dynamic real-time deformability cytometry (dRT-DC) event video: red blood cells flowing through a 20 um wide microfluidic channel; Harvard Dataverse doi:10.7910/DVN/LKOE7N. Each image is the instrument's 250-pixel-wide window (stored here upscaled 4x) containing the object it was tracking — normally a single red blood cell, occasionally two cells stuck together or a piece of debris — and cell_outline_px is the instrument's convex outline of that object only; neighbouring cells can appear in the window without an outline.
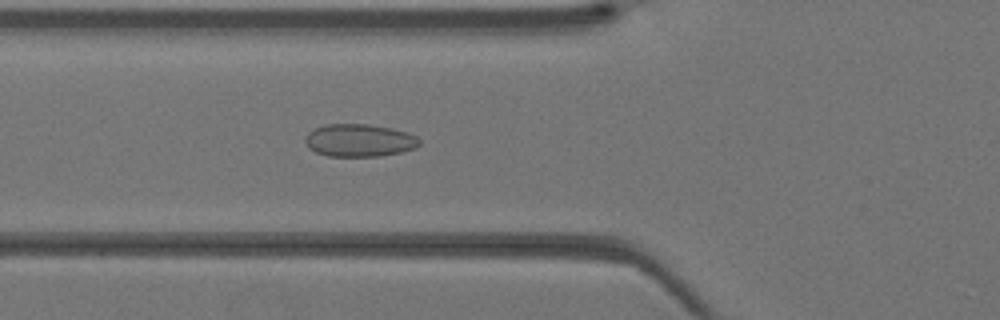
{"species": "Egyptian fruit bat (a non-hibernating species)", "species_latin": "Rousettus aegyptiacus", "temperature_condition": "warm", "stored_images_in_passage": 31, "camera_frame_rate_fps": 3000, "um_per_image_px": 0.085, "animal": {"sex": "female"}, "frame": {"image": 1, "passage_image": 7, "time_ms": 2.0, "image_size_px": [1000, 320], "cell_outline_px": [[420, 144], [416, 148], [400, 152], [380, 156], [328, 156], [316, 152], [308, 148], [304, 140], [304, 136], [308, 132], [324, 124], [368, 124], [392, 128], [416, 136], [420, 140]], "centroid_in_image_um": [30.51, 11.93], "position_along_channel_um": 95.3, "area_um2": 21.79}}
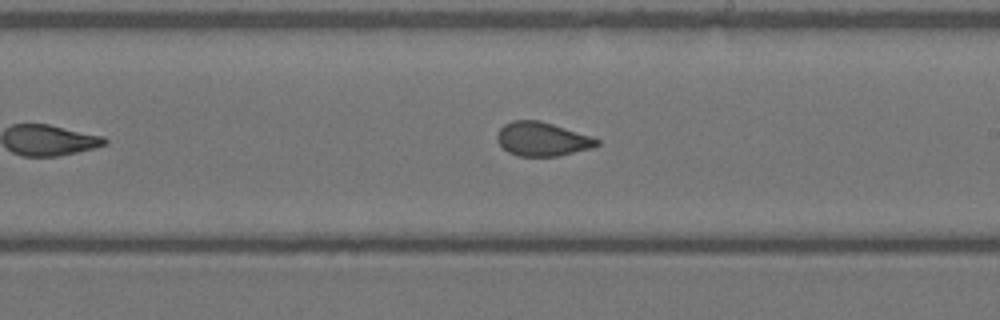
{"frame": {"image": 2, "passage_image": 16, "time_ms": 5.0, "image_size_px": [1000, 320], "cell_outline_px": [[600, 144], [592, 148], [556, 156], [520, 156], [508, 152], [496, 140], [496, 136], [500, 128], [504, 124], [512, 120], [540, 120], [592, 136], [600, 140]], "centroid_in_image_um": [46.09, 11.81], "position_along_channel_um": 242.9, "area_um2": 19.71}}
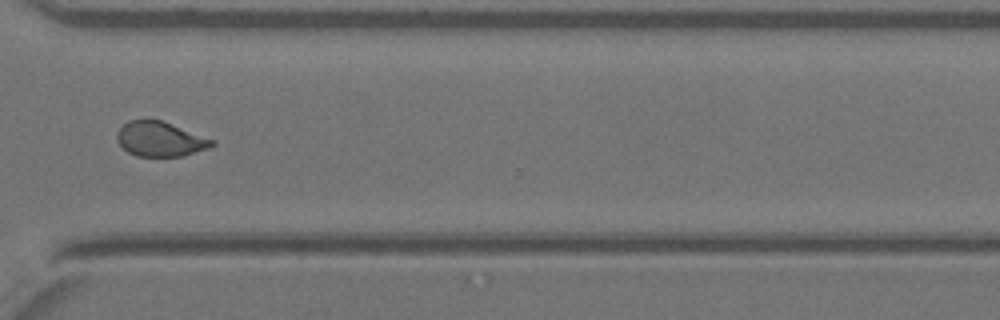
{"frame": {"image": 3, "passage_image": 23, "time_ms": 7.333, "image_size_px": [1000, 320], "cell_outline_px": [[216, 144], [208, 148], [184, 156], [136, 156], [128, 152], [116, 140], [116, 132], [128, 120], [160, 120], [216, 140]], "centroid_in_image_um": [13.62, 11.83], "position_along_channel_um": 357.0, "area_um2": 19.19}}